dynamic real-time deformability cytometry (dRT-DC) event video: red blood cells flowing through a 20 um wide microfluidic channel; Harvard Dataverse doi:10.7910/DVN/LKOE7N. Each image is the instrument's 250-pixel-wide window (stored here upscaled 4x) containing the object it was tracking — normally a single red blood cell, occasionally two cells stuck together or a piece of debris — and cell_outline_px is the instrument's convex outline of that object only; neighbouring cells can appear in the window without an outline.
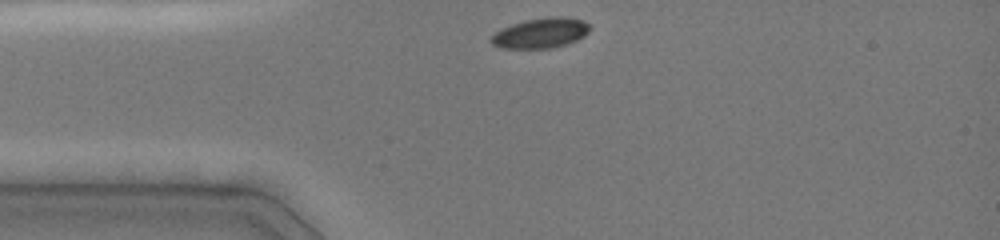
{"species": "common noctule bat (a hibernating species)", "species_latin": "Nyctalus noctula", "temperature_condition": "cold", "stored_images_in_passage": 31, "camera_frame_rate_fps": 3000, "um_per_image_px": 0.085, "animal": {"sex": "female", "body_mass_g": 19.0, "forearm_length_mm": 51.5}, "frame": {"image": 1, "passage_image": 1, "time_ms": 0.0, "image_size_px": [1000, 240], "cell_outline_px": [[592, 28], [584, 36], [568, 44], [552, 48], [500, 48], [492, 44], [488, 40], [496, 32], [512, 24], [528, 20], [548, 16], [564, 16], [584, 20]], "centroid_in_image_um": [45.99, 2.81], "position_along_channel_um": 39.0, "area_um2": 17.4}}
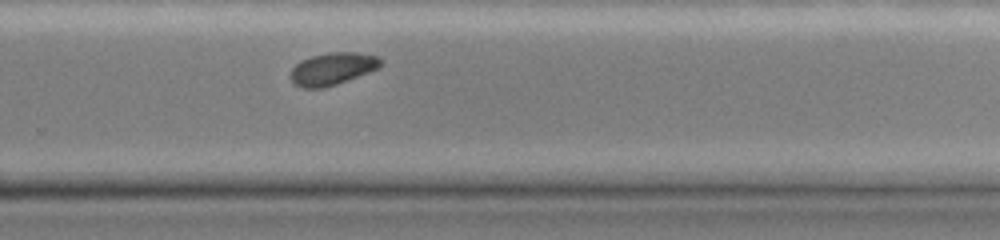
{"frame": {"image": 2, "passage_image": 22, "time_ms": 7.0, "image_size_px": [1000, 240], "cell_outline_px": [[384, 60], [380, 68], [336, 84], [324, 88], [300, 88], [292, 80], [292, 68], [300, 60], [312, 56], [328, 52], [356, 52], [376, 56]], "centroid_in_image_um": [28.29, 5.83], "position_along_channel_um": 301.5, "area_um2": 16.94}}
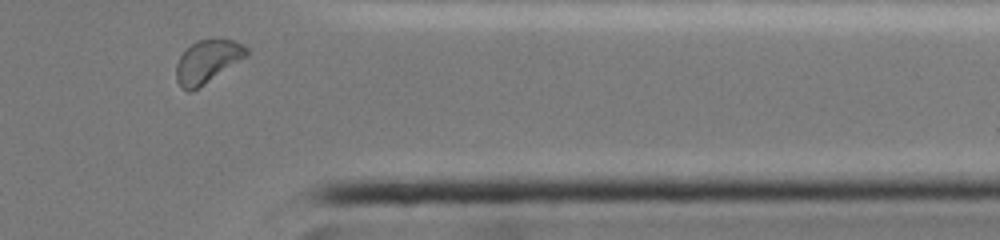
{"frame": {"image": 3, "passage_image": 29, "time_ms": 9.333, "image_size_px": [1000, 240], "cell_outline_px": [[248, 56], [192, 92], [188, 92], [176, 80], [176, 64], [180, 56], [196, 40], [212, 36], [216, 36], [232, 40], [244, 44], [248, 48]], "centroid_in_image_um": [17.67, 5.17], "position_along_channel_um": 393.7, "area_um2": 17.98}, "authors_computed_cell_mechanics": {"area_um2": 17.4556, "velocity_mm_per_s": 4.0282, "shape_relaxation_time_tau1_ms": 2.819, "shape_relaxation_time_tau2_ms": null, "deformation_change_tau1": 0.0695, "deformation_change_tau2": null}}